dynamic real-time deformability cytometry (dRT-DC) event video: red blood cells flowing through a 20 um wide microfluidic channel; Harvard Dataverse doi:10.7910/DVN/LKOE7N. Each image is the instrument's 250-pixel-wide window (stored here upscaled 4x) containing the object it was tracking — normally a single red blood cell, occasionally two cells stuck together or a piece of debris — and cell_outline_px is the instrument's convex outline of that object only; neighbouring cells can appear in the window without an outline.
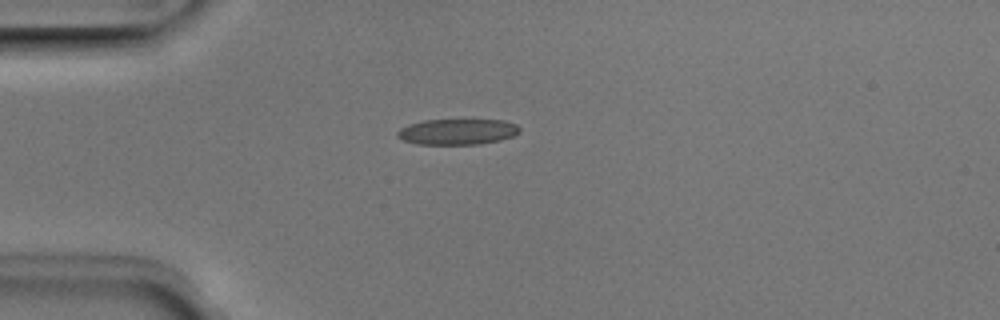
{"species": "Egyptian fruit bat (a non-hibernating species)", "species_latin": "Rousettus aegyptiacus", "temperature_condition": "room temperature", "stored_images_in_passage": 33, "camera_frame_rate_fps": 3000, "um_per_image_px": 0.085, "animal": {"sex": "male"}, "frame": {"image": 1, "passage_image": 1, "time_ms": 0.0, "image_size_px": [1000, 320], "cell_outline_px": [[520, 132], [512, 136], [500, 140], [480, 144], [416, 144], [404, 140], [396, 136], [396, 132], [400, 128], [408, 124], [424, 120], [504, 120], [516, 124], [520, 128]], "centroid_in_image_um": [38.87, 11.19], "position_along_channel_um": 46.1, "area_um2": 18.38}}
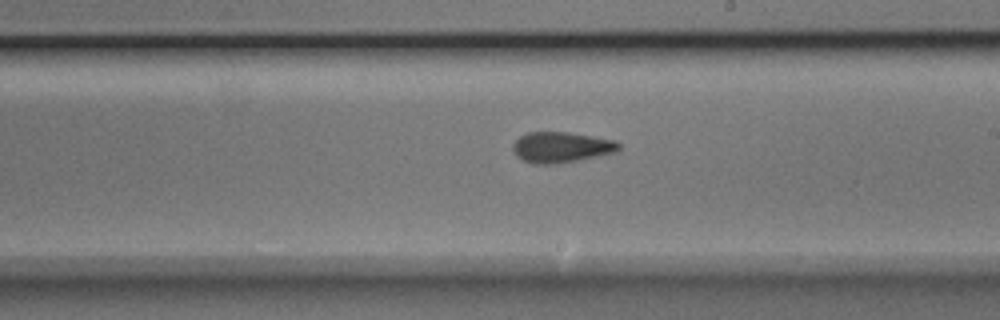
{"frame": {"image": 2, "passage_image": 17, "time_ms": 5.333, "image_size_px": [1000, 320], "cell_outline_px": [[620, 148], [616, 152], [580, 160], [556, 164], [532, 164], [520, 160], [512, 152], [512, 144], [520, 136], [528, 132], [568, 132], [616, 140], [620, 144]], "centroid_in_image_um": [47.67, 12.53], "position_along_channel_um": 241.3, "area_um2": 19.25}}
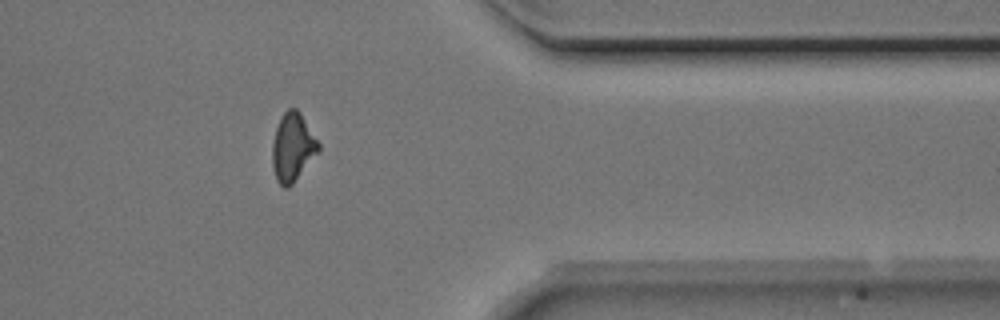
{"frame": {"image": 3, "passage_image": 29, "time_ms": 9.333, "image_size_px": [1000, 320], "cell_outline_px": [[320, 148], [292, 184], [288, 188], [284, 188], [276, 180], [272, 168], [272, 144], [276, 128], [280, 116], [288, 108], [296, 108], [300, 112], [320, 144]], "centroid_in_image_um": [24.84, 12.5], "position_along_channel_um": 386.6, "area_um2": 18.21}, "authors_computed_cell_mechanics": {"area_um2": 18.2648, "velocity_mm_per_s": 3.9918, "shape_relaxation_time_tau1_ms": 5.2317, "shape_relaxation_time_tau2_ms": 1.8233, "deformation_change_tau1": 0.1662, "deformation_change_tau2": 0.0964}}